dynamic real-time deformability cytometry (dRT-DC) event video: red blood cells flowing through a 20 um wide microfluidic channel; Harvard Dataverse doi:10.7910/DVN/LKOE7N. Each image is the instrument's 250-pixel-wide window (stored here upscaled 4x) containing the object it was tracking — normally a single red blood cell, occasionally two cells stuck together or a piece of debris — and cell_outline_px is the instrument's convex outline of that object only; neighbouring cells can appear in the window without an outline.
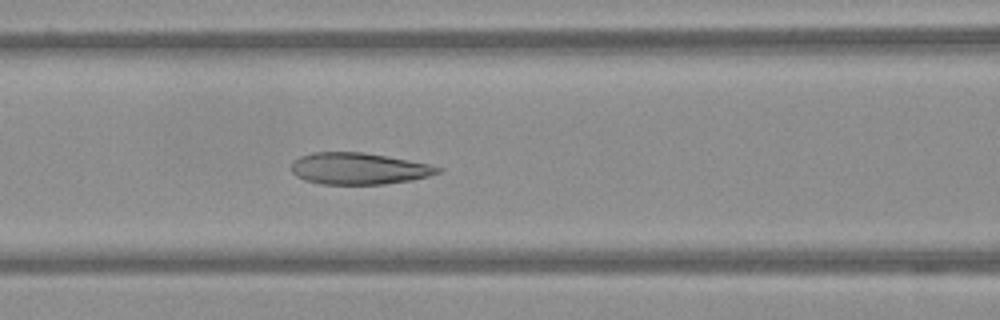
{"species": "Egyptian fruit bat (a non-hibernating species)", "species_latin": "Rousettus aegyptiacus", "temperature_condition": "warm", "stored_images_in_passage": 30, "camera_frame_rate_fps": 3000, "um_per_image_px": 0.085, "frame": {"image": 1, "passage_image": 9, "time_ms": 2.667, "image_size_px": [1000, 320], "cell_outline_px": [[444, 168], [440, 172], [428, 176], [412, 180], [384, 184], [324, 184], [304, 180], [296, 176], [292, 172], [292, 160], [300, 156], [312, 152], [364, 152], [432, 164]], "centroid_in_image_um": [30.51, 14.32], "position_along_channel_um": 136.1, "area_um2": 27.17}}
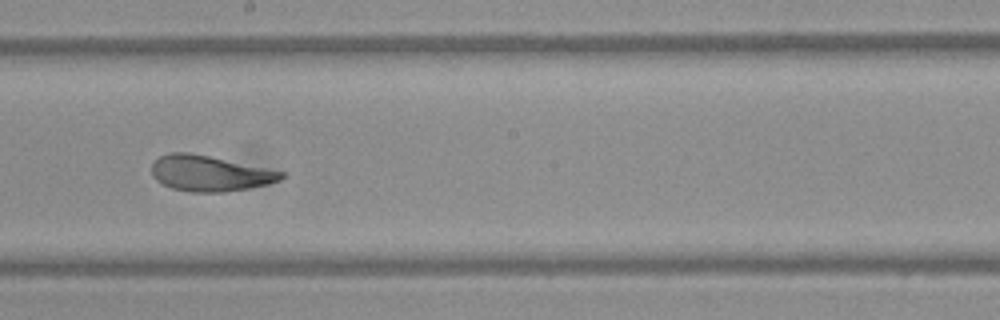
{"frame": {"image": 2, "passage_image": 17, "time_ms": 5.333, "image_size_px": [1000, 320], "cell_outline_px": [[288, 172], [280, 180], [268, 184], [248, 188], [224, 192], [192, 192], [172, 188], [156, 180], [152, 176], [152, 164], [160, 156], [172, 152], [188, 152]], "centroid_in_image_um": [17.85, 14.74], "position_along_channel_um": 230.3, "area_um2": 26.82}}
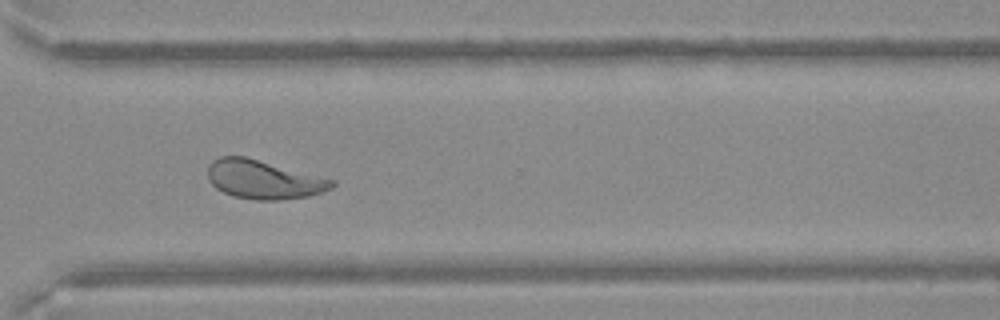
{"frame": {"image": 3, "passage_image": 27, "time_ms": 8.667, "image_size_px": [1000, 320], "cell_outline_px": [[336, 184], [332, 188], [324, 192], [308, 196], [276, 200], [256, 200], [236, 196], [224, 192], [216, 188], [208, 180], [208, 164], [212, 160], [220, 156], [244, 156], [336, 180]], "centroid_in_image_um": [22.41, 15.25], "position_along_channel_um": 348.2, "area_um2": 27.98}}